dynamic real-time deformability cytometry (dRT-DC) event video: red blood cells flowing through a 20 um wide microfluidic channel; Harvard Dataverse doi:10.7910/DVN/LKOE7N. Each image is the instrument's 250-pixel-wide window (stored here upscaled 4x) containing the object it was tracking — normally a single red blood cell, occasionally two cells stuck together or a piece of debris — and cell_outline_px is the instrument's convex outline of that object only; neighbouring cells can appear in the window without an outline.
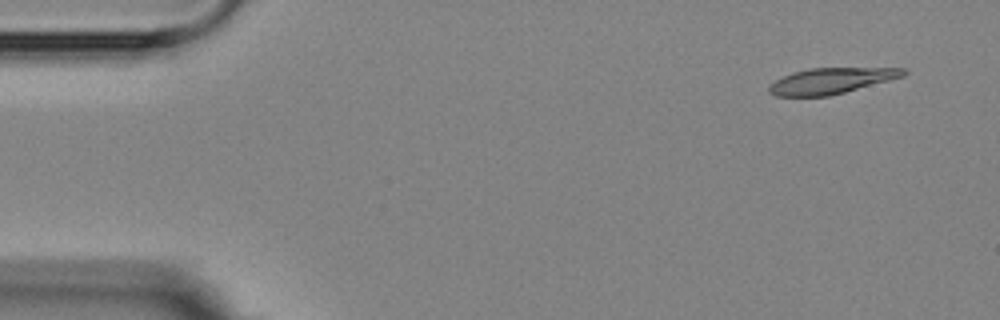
{"species": "Egyptian fruit bat (a non-hibernating species)", "species_latin": "Rousettus aegyptiacus", "temperature_condition": "room temperature", "stored_images_in_passage": 6, "camera_frame_rate_fps": 3000, "um_per_image_px": 0.085, "animal": {"sex": "female"}, "frame": {"image": 1, "passage_image": 1, "time_ms": 0.0, "image_size_px": [1000, 320], "cell_outline_px": [[908, 72], [904, 76], [844, 92], [828, 96], [776, 96], [768, 92], [768, 84], [792, 72], [808, 68], [904, 68]], "centroid_in_image_um": [70.61, 6.86], "position_along_channel_um": 14.4, "area_um2": 20.11}}
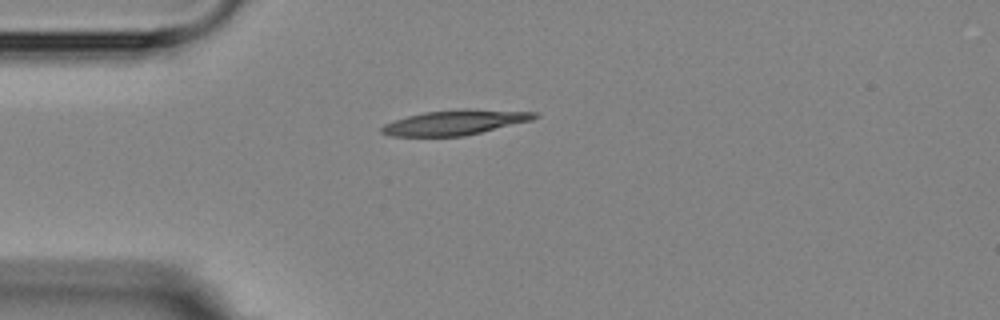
{"frame": {"image": 2, "passage_image": 4, "time_ms": 3.333, "image_size_px": [1000, 320], "cell_outline_px": [[540, 116], [532, 120], [464, 136], [388, 136], [380, 132], [380, 128], [384, 124], [408, 116], [424, 112], [464, 108], [468, 108], [536, 112]], "centroid_in_image_um": [38.68, 10.4], "position_along_channel_um": 46.3, "area_um2": 22.25}}
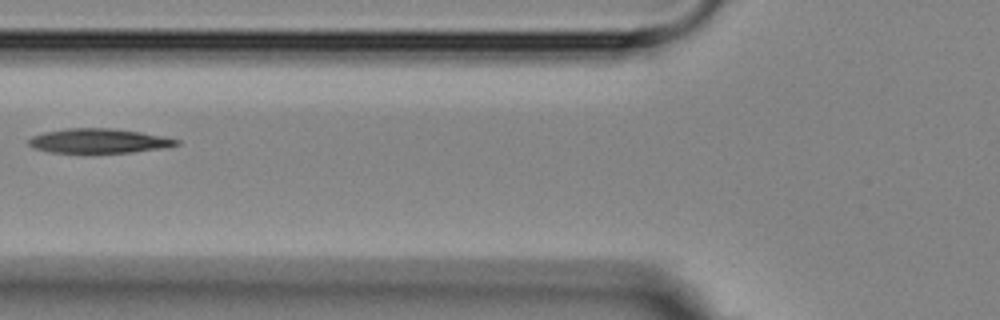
{"frame": {"image": 3, "passage_image": 6, "time_ms": 5.667, "image_size_px": [1000, 320], "cell_outline_px": [[180, 144], [164, 148], [132, 152], [52, 152], [36, 148], [28, 144], [28, 140], [32, 136], [44, 132], [68, 128], [112, 128], [140, 132], [180, 140]], "centroid_in_image_um": [8.41, 11.96], "position_along_channel_um": 117.4, "area_um2": 20.75}}